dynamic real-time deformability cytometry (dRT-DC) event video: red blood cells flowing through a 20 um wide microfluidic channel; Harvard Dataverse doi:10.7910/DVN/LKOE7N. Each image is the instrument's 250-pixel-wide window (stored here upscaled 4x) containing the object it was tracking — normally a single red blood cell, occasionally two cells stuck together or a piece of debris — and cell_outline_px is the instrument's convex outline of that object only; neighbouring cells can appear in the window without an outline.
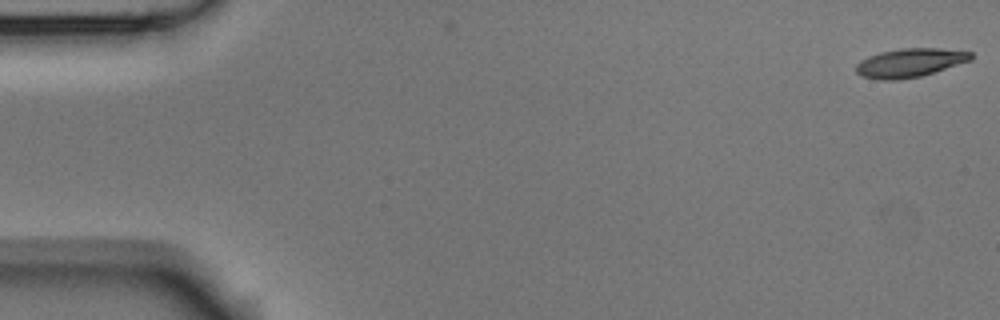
{"species": "Egyptian fruit bat (a non-hibernating species)", "species_latin": "Rousettus aegyptiacus", "temperature_condition": "room temperature", "stored_images_in_passage": 5, "camera_frame_rate_fps": 3000, "um_per_image_px": 0.085, "animal": {"sex": "male"}, "frame": {"image": 1, "passage_image": 1, "time_ms": 0.0, "image_size_px": [1000, 320], "cell_outline_px": [[972, 60], [920, 76], [896, 80], [880, 80], [860, 76], [856, 72], [856, 64], [860, 60], [868, 56], [880, 52], [900, 48], [940, 48], [972, 52]], "centroid_in_image_um": [77.3, 5.33], "position_along_channel_um": 7.7, "area_um2": 19.25}}
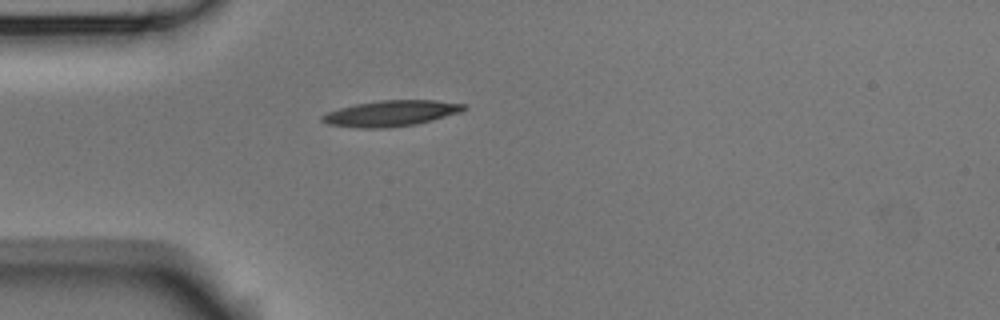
{"frame": {"image": 2, "passage_image": 5, "time_ms": 1.333, "image_size_px": [1000, 320], "cell_outline_px": [[468, 108], [460, 112], [432, 120], [416, 124], [384, 128], [360, 128], [328, 124], [320, 120], [320, 116], [328, 112], [340, 108], [356, 104], [380, 100], [436, 100], [464, 104]], "centroid_in_image_um": [33.23, 9.63], "position_along_channel_um": 51.8, "area_um2": 21.21}}